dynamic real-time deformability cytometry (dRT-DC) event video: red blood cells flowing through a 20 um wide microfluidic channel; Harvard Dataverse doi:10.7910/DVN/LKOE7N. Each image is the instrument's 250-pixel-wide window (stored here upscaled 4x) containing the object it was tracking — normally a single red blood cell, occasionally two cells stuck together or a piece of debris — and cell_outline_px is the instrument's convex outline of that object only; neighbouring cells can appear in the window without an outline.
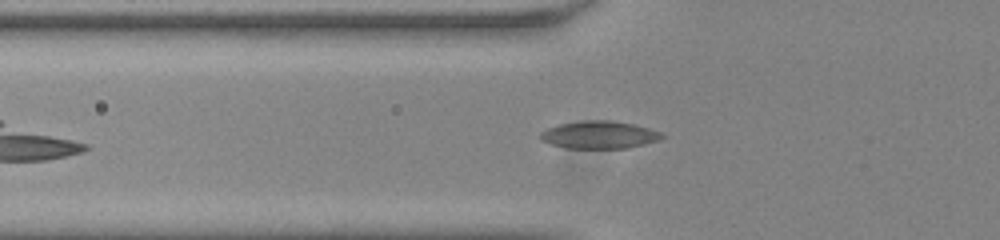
{"species": "common noctule bat (a hibernating species)", "species_latin": "Nyctalus noctula", "temperature_condition": "room temperature", "stored_images_in_passage": 41, "camera_frame_rate_fps": 3000, "um_per_image_px": 0.085, "animal": {"sex": "male", "body_mass_g": 20.0, "forearm_length_mm": 53.3}, "frame": {"image": 1, "passage_image": 6, "time_ms": 1.667, "image_size_px": [1000, 240], "cell_outline_px": [[664, 136], [656, 140], [644, 144], [628, 148], [568, 148], [548, 144], [540, 140], [540, 132], [548, 128], [560, 124], [584, 120], [612, 120], [632, 124], [648, 128], [660, 132]], "centroid_in_image_um": [50.88, 11.46], "position_along_channel_um": 74.9, "area_um2": 19.42}}
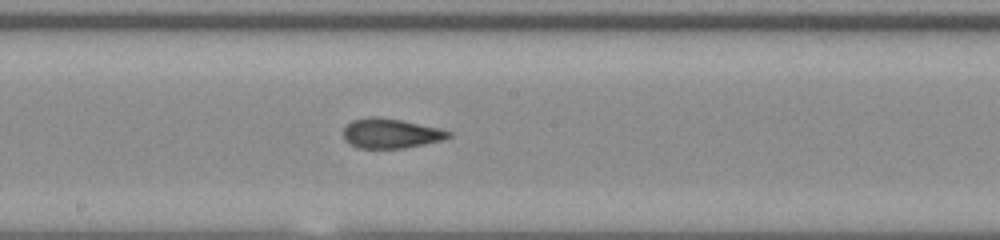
{"frame": {"image": 2, "passage_image": 17, "time_ms": 5.333, "image_size_px": [1000, 240], "cell_outline_px": [[452, 136], [444, 140], [404, 148], [360, 148], [348, 144], [344, 140], [344, 128], [352, 120], [368, 116], [376, 116], [400, 120], [440, 128], [452, 132]], "centroid_in_image_um": [33.22, 11.34], "position_along_channel_um": 215.0, "area_um2": 18.32}}
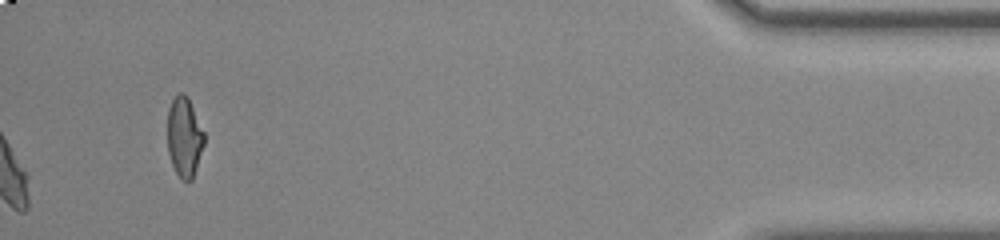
{"frame": {"image": 3, "passage_image": 38, "time_ms": 12.333, "image_size_px": [1000, 240], "cell_outline_px": [[204, 144], [192, 180], [180, 180], [172, 164], [168, 152], [168, 108], [172, 100], [180, 92], [184, 92], [188, 96], [204, 132]], "centroid_in_image_um": [15.66, 11.63], "position_along_channel_um": 419.5, "area_um2": 17.05}, "authors_computed_cell_mechanics": {"area_um2": 18.0914, "velocity_mm_per_s": 3.8095, "shape_relaxation_time_tau1_ms": 5.9422, "shape_relaxation_time_tau2_ms": 1.3765, "deformation_change_tau1": 0.1927, "deformation_change_tau2": 0.0935}}